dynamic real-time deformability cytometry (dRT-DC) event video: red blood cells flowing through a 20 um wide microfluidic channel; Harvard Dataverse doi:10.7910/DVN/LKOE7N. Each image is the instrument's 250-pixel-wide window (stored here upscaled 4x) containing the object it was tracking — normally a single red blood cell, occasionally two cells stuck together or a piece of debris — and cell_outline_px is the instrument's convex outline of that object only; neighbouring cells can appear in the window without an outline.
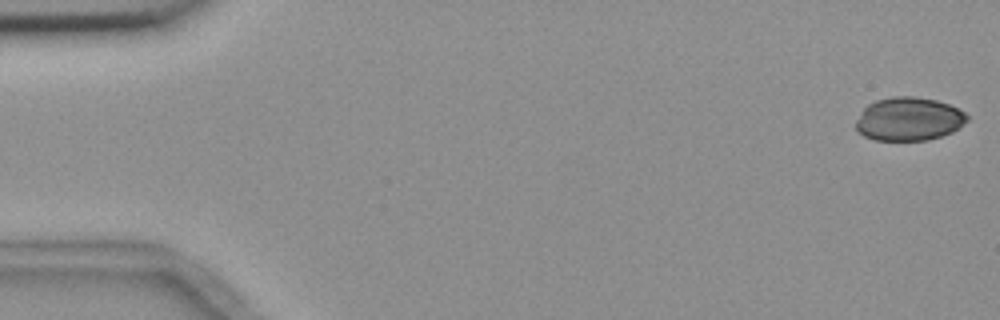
{"species": "common noctule bat (a hibernating species)", "species_latin": "Nyctalus noctula", "temperature_condition": "room temperature", "stored_images_in_passage": 6, "camera_frame_rate_fps": 3000, "um_per_image_px": 0.085, "animal": {"sex": "female", "body_mass_g": 18.4}, "frame": {"image": 1, "passage_image": 1, "time_ms": 0.0, "image_size_px": [1000, 320], "cell_outline_px": [[968, 120], [952, 132], [928, 140], [876, 140], [864, 136], [856, 128], [856, 120], [864, 108], [868, 104], [876, 100], [892, 96], [916, 96], [936, 100], [948, 104], [964, 112], [968, 116]], "centroid_in_image_um": [77.24, 10.11], "position_along_channel_um": 7.8, "area_um2": 28.03}}
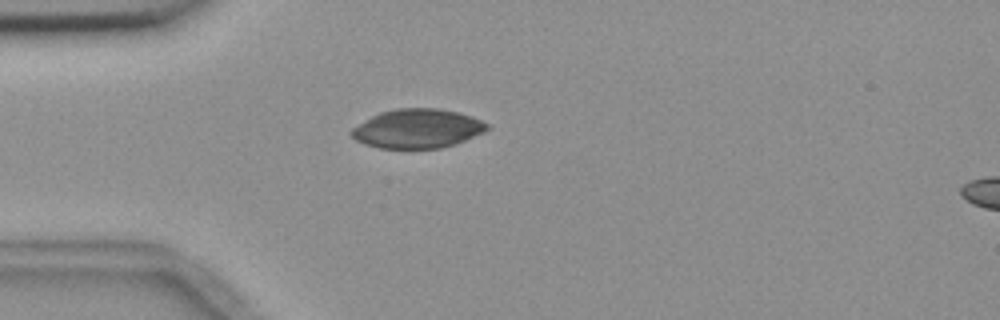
{"frame": {"image": 2, "passage_image": 5, "time_ms": 4.667, "image_size_px": [1000, 320], "cell_outline_px": [[492, 128], [484, 132], [456, 144], [440, 148], [380, 148], [364, 144], [356, 140], [348, 132], [352, 128], [372, 116], [380, 112], [396, 108], [440, 108], [472, 116], [488, 124]], "centroid_in_image_um": [35.49, 10.93], "position_along_channel_um": 49.5, "area_um2": 30.98}}